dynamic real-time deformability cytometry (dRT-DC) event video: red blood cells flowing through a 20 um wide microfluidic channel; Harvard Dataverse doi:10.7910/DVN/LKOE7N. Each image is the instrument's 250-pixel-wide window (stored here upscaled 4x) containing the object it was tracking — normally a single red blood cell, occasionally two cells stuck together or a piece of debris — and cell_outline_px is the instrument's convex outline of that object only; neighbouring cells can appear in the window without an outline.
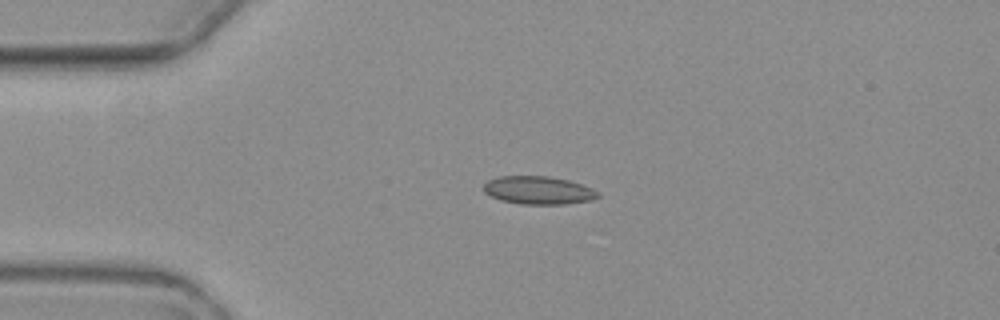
{"species": "common noctule bat (a hibernating species)", "species_latin": "Nyctalus noctula", "temperature_condition": "warm", "stored_images_in_passage": 2, "camera_frame_rate_fps": 3000, "um_per_image_px": 0.085, "animal": {"sex": "female", "body_mass_g": 19.3, "forearm_length_mm": 54.1}, "frame": {"image": 1, "passage_image": 1, "time_ms": 0.0, "image_size_px": [1000, 320], "cell_outline_px": [[600, 196], [588, 200], [564, 204], [524, 204], [504, 200], [492, 196], [484, 192], [484, 184], [488, 180], [500, 176], [548, 176], [568, 180], [592, 188], [600, 192]], "centroid_in_image_um": [45.78, 16.16], "position_along_channel_um": 39.2, "area_um2": 18.38}}